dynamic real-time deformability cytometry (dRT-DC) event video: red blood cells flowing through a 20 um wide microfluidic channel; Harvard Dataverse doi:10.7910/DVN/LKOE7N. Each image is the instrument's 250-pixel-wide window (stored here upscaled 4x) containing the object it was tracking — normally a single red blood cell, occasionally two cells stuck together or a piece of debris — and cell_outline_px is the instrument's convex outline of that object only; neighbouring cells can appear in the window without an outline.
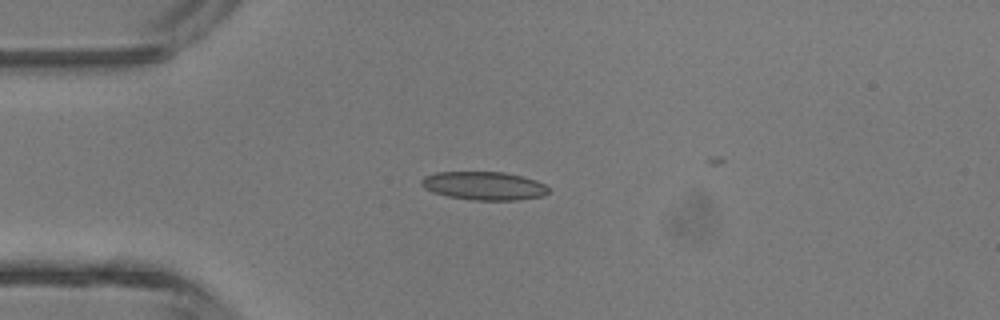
{"species": "common noctule bat (a hibernating species)", "species_latin": "Nyctalus noctula", "temperature_condition": "room temperature", "stored_images_in_passage": 4, "camera_frame_rate_fps": 3000, "um_per_image_px": 0.085, "animal": {"sex": "male", "body_mass_g": 13.3}, "frame": {"image": 1, "passage_image": 3, "time_ms": 3.333, "image_size_px": [1000, 320], "cell_outline_px": [[548, 192], [544, 196], [516, 200], [472, 200], [448, 196], [432, 192], [424, 188], [420, 184], [420, 180], [424, 176], [436, 172], [504, 172], [536, 180], [544, 184], [548, 188]], "centroid_in_image_um": [41.11, 15.79], "position_along_channel_um": 43.9, "area_um2": 21.04}}